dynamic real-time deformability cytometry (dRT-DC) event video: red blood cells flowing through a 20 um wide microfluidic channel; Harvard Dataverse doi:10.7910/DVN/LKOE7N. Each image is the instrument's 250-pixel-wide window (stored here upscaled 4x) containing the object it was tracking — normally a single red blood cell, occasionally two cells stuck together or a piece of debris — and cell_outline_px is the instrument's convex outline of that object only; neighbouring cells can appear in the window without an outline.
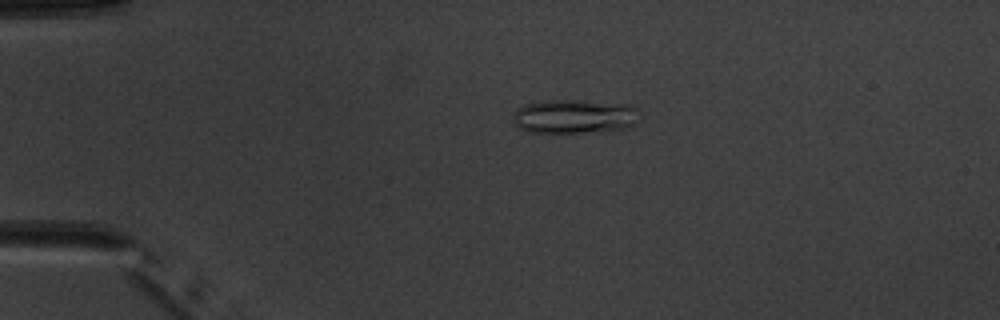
{"species": "common noctule bat (a hibernating species)", "species_latin": "Nyctalus noctula", "temperature_condition": "warm", "stored_images_in_passage": 4, "camera_frame_rate_fps": 3000, "um_per_image_px": 0.085, "animal": {"sex": "male", "body_mass_g": 20.1, "forearm_length_mm": 53.5}, "frame": {"image": 1, "passage_image": 3, "time_ms": 3.0, "image_size_px": [1000, 320], "cell_outline_px": [[636, 108], [632, 124], [624, 128], [580, 132], [528, 132], [516, 128], [512, 120], [512, 116], [516, 108], [524, 104], [544, 100], [572, 100], [632, 104]], "centroid_in_image_um": [48.66, 9.88], "position_along_channel_um": 36.3, "area_um2": 24.8}}